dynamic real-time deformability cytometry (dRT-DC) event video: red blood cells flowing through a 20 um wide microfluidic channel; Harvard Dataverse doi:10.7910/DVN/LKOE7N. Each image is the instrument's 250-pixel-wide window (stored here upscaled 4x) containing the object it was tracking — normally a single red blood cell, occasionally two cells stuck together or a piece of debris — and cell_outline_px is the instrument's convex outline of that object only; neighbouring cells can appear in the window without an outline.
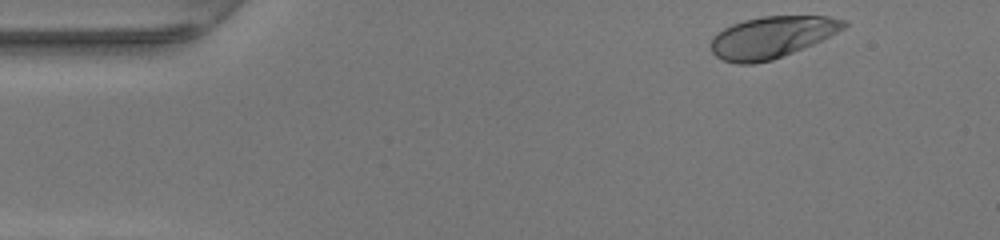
{"species": "human", "species_latin": "Homo sapiens", "temperature_condition": "warm", "stored_images_in_passage": 45, "camera_frame_rate_fps": 3000, "um_per_image_px": 0.085, "donor": {"sex": "female"}, "frame": {"image": 1, "passage_image": 1, "time_ms": 0.0, "image_size_px": [1000, 240], "cell_outline_px": [[848, 24], [844, 28], [812, 44], [772, 60], [752, 64], [736, 64], [724, 60], [716, 56], [712, 52], [712, 36], [724, 28], [732, 24], [744, 20], [764, 16], [828, 16], [848, 20]], "centroid_in_image_um": [65.59, 3.15], "position_along_channel_um": 19.4, "area_um2": 31.96}}
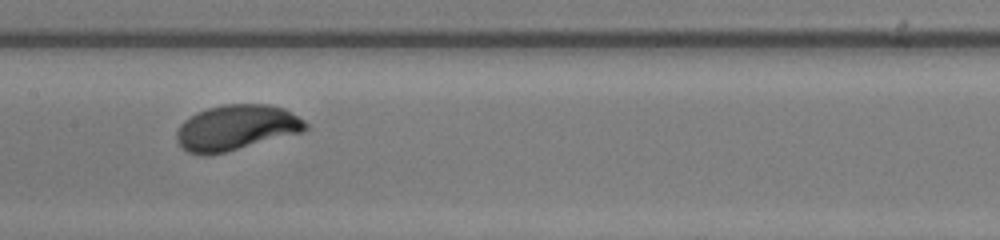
{"frame": {"image": 2, "passage_image": 20, "time_ms": 6.333, "image_size_px": [1000, 240], "cell_outline_px": [[308, 128], [304, 132], [224, 152], [204, 156], [200, 156], [188, 152], [180, 148], [176, 140], [176, 132], [180, 124], [184, 120], [196, 112], [208, 108], [224, 104], [268, 104], [284, 108], [304, 120], [308, 124]], "centroid_in_image_um": [20.06, 10.85], "position_along_channel_um": 187.3, "area_um2": 34.39}}
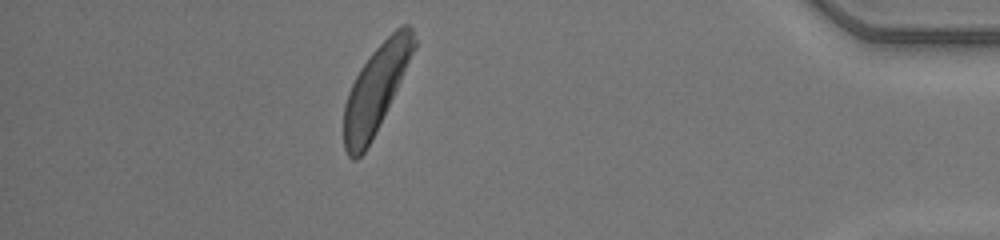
{"frame": {"image": 3, "passage_image": 39, "time_ms": 12.667, "image_size_px": [1000, 240], "cell_outline_px": [[416, 48], [372, 140], [364, 152], [356, 160], [352, 160], [348, 156], [344, 148], [344, 104], [348, 92], [360, 68], [372, 52], [400, 24], [408, 24], [412, 28], [416, 40]], "centroid_in_image_um": [31.94, 7.57], "position_along_channel_um": 403.3, "area_um2": 35.14}, "authors_computed_cell_mechanics": {"area_um2": 34.2754, "velocity_mm_per_s": 4.1878, "shape_relaxation_time_tau1_ms": 1.4631, "shape_relaxation_time_tau2_ms": null, "deformation_change_tau1": 0.1375, "deformation_change_tau2": null}}